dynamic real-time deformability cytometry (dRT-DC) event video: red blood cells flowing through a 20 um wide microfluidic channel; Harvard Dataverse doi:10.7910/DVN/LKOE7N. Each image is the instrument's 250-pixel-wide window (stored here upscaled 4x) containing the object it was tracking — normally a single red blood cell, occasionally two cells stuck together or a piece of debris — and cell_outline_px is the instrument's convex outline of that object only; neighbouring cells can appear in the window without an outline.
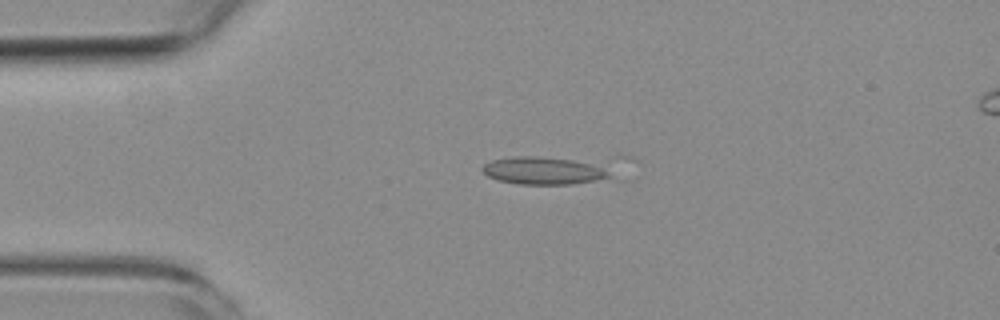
{"species": "common noctule bat (a hibernating species)", "species_latin": "Nyctalus noctula", "temperature_condition": "room temperature", "stored_images_in_passage": 5, "camera_frame_rate_fps": 3000, "um_per_image_px": 0.085, "animal": {"sex": "female", "body_mass_g": 19.3, "forearm_length_mm": 54.1}, "frame": {"image": 1, "passage_image": 3, "time_ms": 2.333, "image_size_px": [1000, 320], "cell_outline_px": [[608, 176], [592, 180], [572, 184], [520, 184], [500, 180], [488, 176], [480, 168], [484, 164], [492, 160], [512, 156], [536, 156], [572, 160], [588, 164], [600, 168], [608, 172]], "centroid_in_image_um": [46.03, 14.5], "position_along_channel_um": 39.0, "area_um2": 19.59}}